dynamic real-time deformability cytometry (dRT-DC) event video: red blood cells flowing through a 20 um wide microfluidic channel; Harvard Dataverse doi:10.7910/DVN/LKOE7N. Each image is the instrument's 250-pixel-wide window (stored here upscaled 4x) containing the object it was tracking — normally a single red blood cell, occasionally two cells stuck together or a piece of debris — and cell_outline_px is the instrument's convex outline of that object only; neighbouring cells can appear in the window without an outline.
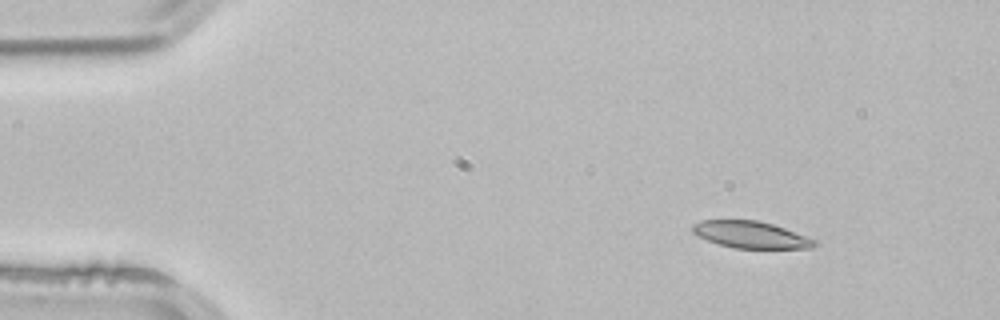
{"species": "common noctule bat (a hibernating species)", "species_latin": "Nyctalus noctula", "temperature_condition": "room temperature", "stored_images_in_passage": 3, "camera_frame_rate_fps": 3000, "um_per_image_px": 0.085, "animal": {"sex": "male", "body_mass_g": 21.5, "forearm_length_mm": 52.0}, "frame": {"image": 1, "passage_image": 1, "time_ms": 0.0, "image_size_px": [1000, 320], "cell_outline_px": [[820, 244], [808, 248], [732, 248], [708, 240], [692, 232], [692, 224], [704, 220], [760, 220], [784, 228], [816, 240]], "centroid_in_image_um": [63.83, 19.95], "position_along_channel_um": 21.2, "area_um2": 18.9}}
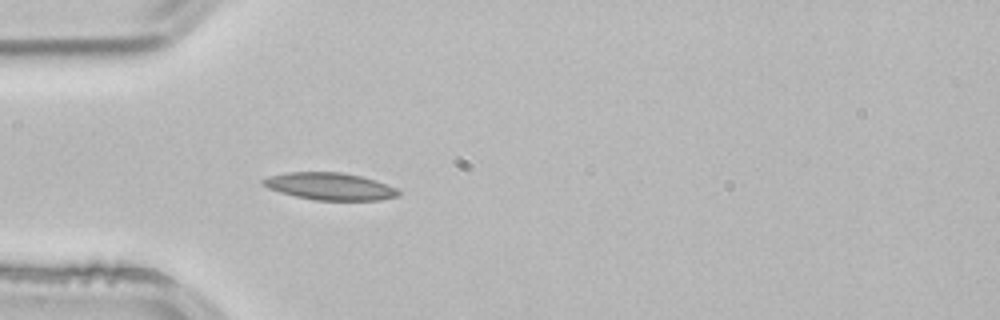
{"frame": {"image": 2, "passage_image": 3, "time_ms": 0.667, "image_size_px": [1000, 320], "cell_outline_px": [[400, 196], [380, 200], [316, 200], [296, 196], [280, 192], [268, 188], [260, 184], [260, 180], [268, 176], [288, 172], [340, 172], [360, 176], [396, 188], [400, 192]], "centroid_in_image_um": [27.99, 15.84], "position_along_channel_um": 57.0, "area_um2": 21.33}}